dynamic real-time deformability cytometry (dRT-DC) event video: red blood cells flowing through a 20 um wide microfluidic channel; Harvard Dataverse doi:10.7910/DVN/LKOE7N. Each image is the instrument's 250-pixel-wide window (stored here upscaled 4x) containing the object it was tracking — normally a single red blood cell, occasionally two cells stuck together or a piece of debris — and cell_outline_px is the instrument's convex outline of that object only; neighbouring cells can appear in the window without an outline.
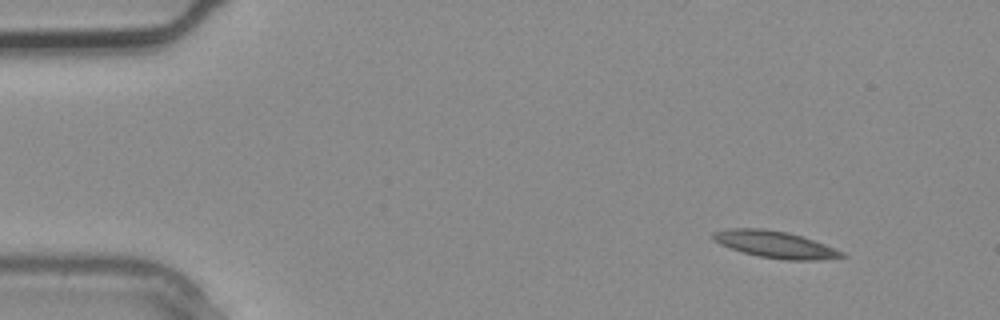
{"species": "common noctule bat (a hibernating species)", "species_latin": "Nyctalus noctula", "temperature_condition": "warm", "stored_images_in_passage": 3, "camera_frame_rate_fps": 3000, "um_per_image_px": 0.085, "animal": {"sex": "male", "body_mass_g": 20.4}, "frame": {"image": 1, "passage_image": 1, "time_ms": 0.0, "image_size_px": [1000, 320], "cell_outline_px": [[848, 256], [820, 260], [784, 260], [760, 256], [744, 252], [720, 244], [712, 240], [708, 236], [712, 232], [728, 228], [764, 228], [788, 232], [824, 244], [844, 252]], "centroid_in_image_um": [65.84, 20.77], "position_along_channel_um": 19.2, "area_um2": 20.17}}
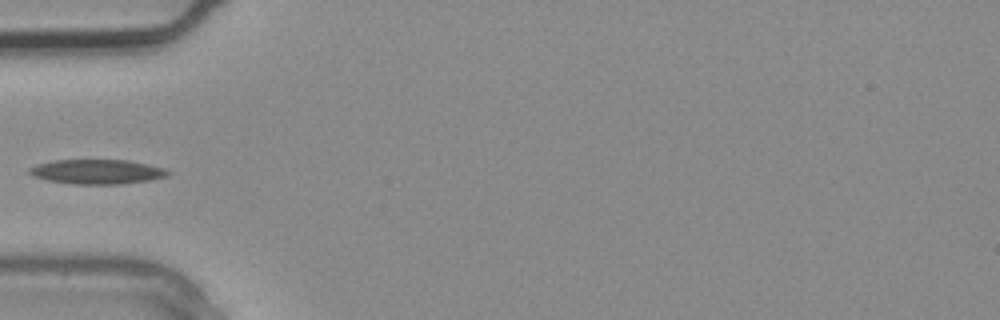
{"frame": {"image": 2, "passage_image": 3, "time_ms": 0.667, "image_size_px": [1000, 320], "cell_outline_px": [[172, 172], [168, 176], [148, 180], [120, 184], [72, 184], [48, 180], [32, 176], [28, 172], [28, 168], [36, 164], [52, 160], [128, 160], [148, 164], [164, 168]], "centroid_in_image_um": [8.23, 14.59], "position_along_channel_um": 76.8, "area_um2": 19.94}}